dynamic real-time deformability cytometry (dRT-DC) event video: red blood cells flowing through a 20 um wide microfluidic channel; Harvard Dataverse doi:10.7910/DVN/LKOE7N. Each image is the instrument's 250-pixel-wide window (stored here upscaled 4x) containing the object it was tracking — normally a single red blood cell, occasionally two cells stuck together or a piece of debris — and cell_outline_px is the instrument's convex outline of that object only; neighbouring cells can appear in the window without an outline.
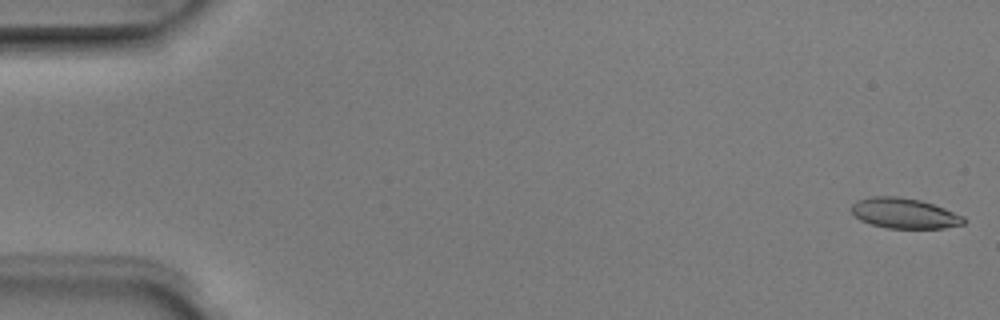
{"species": "Egyptian fruit bat (a non-hibernating species)", "species_latin": "Rousettus aegyptiacus", "temperature_condition": "room temperature", "stored_images_in_passage": 7, "camera_frame_rate_fps": 3000, "um_per_image_px": 0.085, "animal": {"sex": "male"}, "frame": {"image": 1, "passage_image": 1, "time_ms": 0.0, "image_size_px": [1000, 320], "cell_outline_px": [[968, 220], [964, 224], [944, 228], [888, 228], [872, 224], [860, 220], [852, 212], [852, 204], [856, 200], [872, 196], [896, 196], [920, 200], [944, 208], [964, 216]], "centroid_in_image_um": [76.89, 18.13], "position_along_channel_um": 8.1, "area_um2": 19.83}}
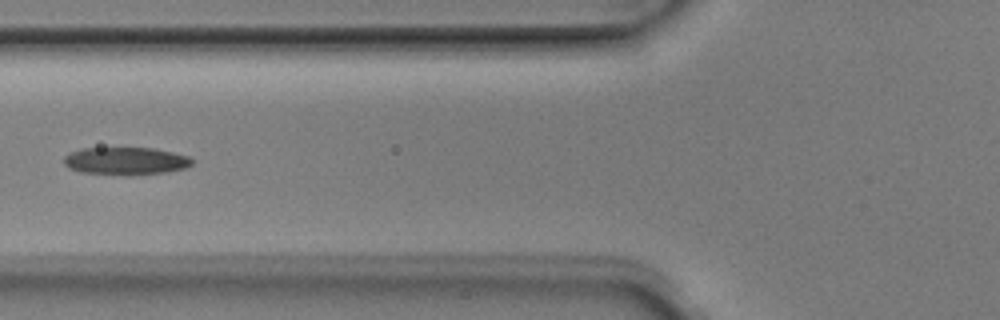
{"frame": {"image": 2, "passage_image": 6, "time_ms": 1.667, "image_size_px": [1000, 320], "cell_outline_px": [[192, 164], [188, 168], [168, 172], [128, 176], [80, 172], [68, 168], [64, 164], [64, 156], [72, 152], [84, 148], [152, 148], [172, 152], [188, 156], [192, 160]], "centroid_in_image_um": [10.7, 13.7], "position_along_channel_um": 115.1, "area_um2": 20.87}}
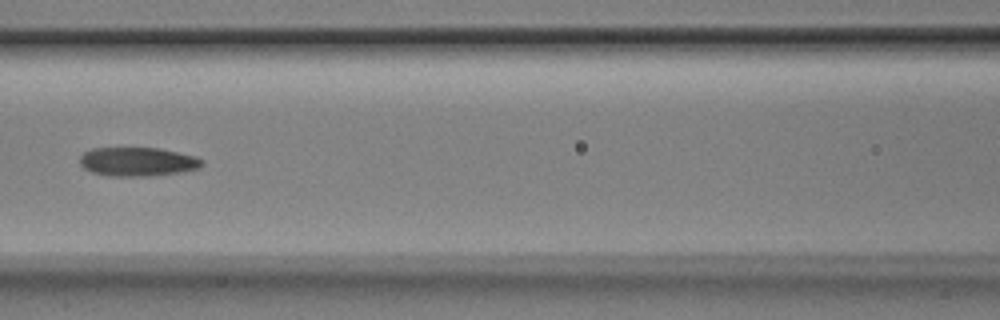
{"frame": {"image": 3, "passage_image": 7, "time_ms": 2.0, "image_size_px": [1000, 320], "cell_outline_px": [[204, 164], [200, 168], [180, 172], [152, 176], [108, 176], [92, 172], [84, 168], [80, 164], [80, 156], [84, 152], [92, 148], [160, 148], [196, 156], [204, 160]], "centroid_in_image_um": [11.72, 13.74], "position_along_channel_um": 154.9, "area_um2": 20.75}}